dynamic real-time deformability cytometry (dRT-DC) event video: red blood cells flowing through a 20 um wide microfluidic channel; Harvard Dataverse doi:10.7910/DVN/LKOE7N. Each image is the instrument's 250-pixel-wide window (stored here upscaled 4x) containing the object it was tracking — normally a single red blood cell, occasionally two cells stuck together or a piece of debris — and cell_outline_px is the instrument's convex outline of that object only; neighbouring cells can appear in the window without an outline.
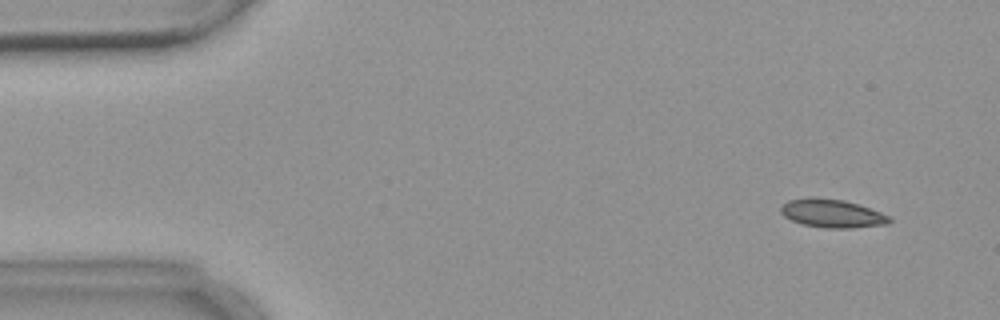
{"species": "common noctule bat (a hibernating species)", "species_latin": "Nyctalus noctula", "temperature_condition": "warm", "stored_images_in_passage": 4, "camera_frame_rate_fps": 3000, "um_per_image_px": 0.085, "animal": {"sex": "female", "body_mass_g": 18.4}, "frame": {"image": 1, "passage_image": 1, "time_ms": 0.0, "image_size_px": [1000, 320], "cell_outline_px": [[892, 220], [888, 224], [852, 228], [824, 228], [800, 224], [784, 216], [780, 212], [780, 208], [788, 200], [844, 200], [892, 216]], "centroid_in_image_um": [70.79, 18.2], "position_along_channel_um": 14.2, "area_um2": 17.28}}